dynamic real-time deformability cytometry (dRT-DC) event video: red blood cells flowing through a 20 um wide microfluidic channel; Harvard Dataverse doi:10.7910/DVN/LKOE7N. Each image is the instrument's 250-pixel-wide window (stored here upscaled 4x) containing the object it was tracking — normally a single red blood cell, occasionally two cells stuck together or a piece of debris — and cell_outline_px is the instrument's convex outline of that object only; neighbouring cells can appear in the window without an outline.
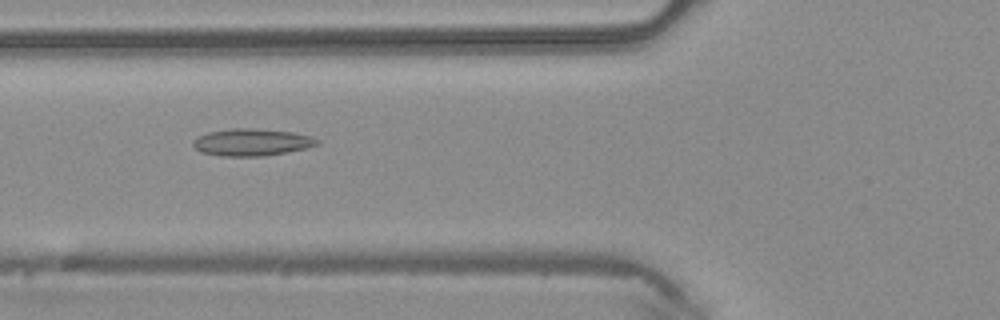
{"species": "common noctule bat (a hibernating species)", "species_latin": "Nyctalus noctula", "temperature_condition": "warm", "stored_images_in_passage": 32, "camera_frame_rate_fps": 3000, "um_per_image_px": 0.085, "animal": {"sex": "male", "body_mass_g": 20.4}, "frame": {"image": 1, "passage_image": 3, "time_ms": 0.667, "image_size_px": [1000, 320], "cell_outline_px": [[320, 144], [308, 148], [288, 152], [264, 156], [220, 156], [200, 152], [192, 144], [192, 140], [196, 136], [208, 132], [232, 128], [252, 128], [292, 132], [312, 136], [320, 140]], "centroid_in_image_um": [21.41, 12.09], "position_along_channel_um": 104.4, "area_um2": 19.88}}
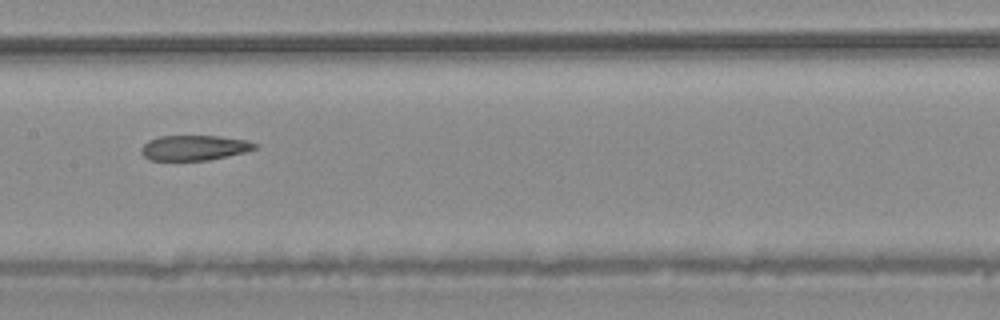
{"frame": {"image": 2, "passage_image": 9, "time_ms": 2.667, "image_size_px": [1000, 320], "cell_outline_px": [[260, 144], [256, 148], [244, 152], [208, 160], [148, 160], [140, 152], [140, 148], [148, 140], [160, 136], [216, 136], [244, 140]], "centroid_in_image_um": [16.47, 12.56], "position_along_channel_um": 190.9, "area_um2": 16.53}}
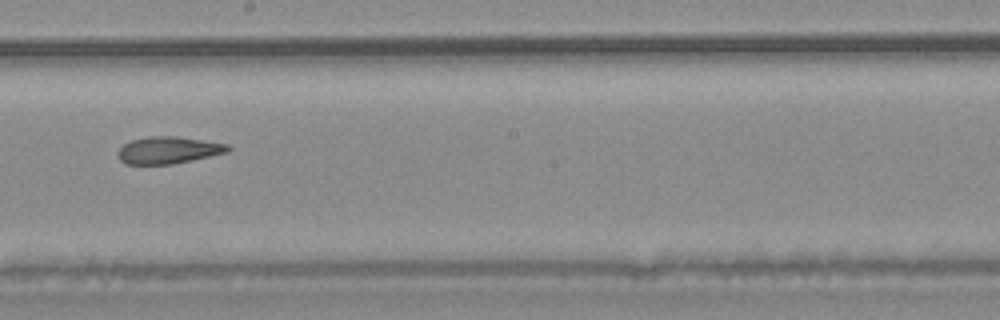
{"frame": {"image": 3, "passage_image": 12, "time_ms": 3.667, "image_size_px": [1000, 320], "cell_outline_px": [[232, 148], [228, 152], [192, 160], [172, 164], [124, 164], [116, 156], [116, 152], [124, 144], [132, 140], [148, 136], [176, 136], [228, 144]], "centroid_in_image_um": [14.29, 12.76], "position_along_channel_um": 233.9, "area_um2": 17.4}}